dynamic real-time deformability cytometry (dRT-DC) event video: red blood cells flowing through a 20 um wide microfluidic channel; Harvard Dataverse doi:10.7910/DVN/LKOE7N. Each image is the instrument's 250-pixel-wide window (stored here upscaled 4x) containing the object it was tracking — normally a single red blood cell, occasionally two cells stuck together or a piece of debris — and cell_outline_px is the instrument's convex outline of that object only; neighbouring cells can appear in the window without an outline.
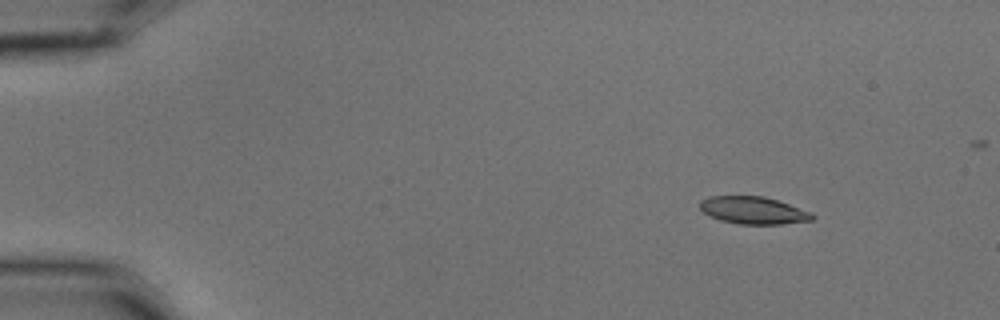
{"species": "common noctule bat (a hibernating species)", "species_latin": "Nyctalus noctula", "temperature_condition": "cold", "stored_images_in_passage": 5, "camera_frame_rate_fps": 3000, "um_per_image_px": 0.085, "animal": {"sex": "male", "body_mass_g": 15.6}, "frame": {"image": 1, "passage_image": 2, "time_ms": 0.333, "image_size_px": [1000, 320], "cell_outline_px": [[816, 216], [812, 220], [780, 224], [740, 224], [720, 220], [704, 212], [700, 208], [700, 200], [708, 196], [764, 196], [812, 212]], "centroid_in_image_um": [64.04, 17.87], "position_along_channel_um": 21.0, "area_um2": 17.8}}